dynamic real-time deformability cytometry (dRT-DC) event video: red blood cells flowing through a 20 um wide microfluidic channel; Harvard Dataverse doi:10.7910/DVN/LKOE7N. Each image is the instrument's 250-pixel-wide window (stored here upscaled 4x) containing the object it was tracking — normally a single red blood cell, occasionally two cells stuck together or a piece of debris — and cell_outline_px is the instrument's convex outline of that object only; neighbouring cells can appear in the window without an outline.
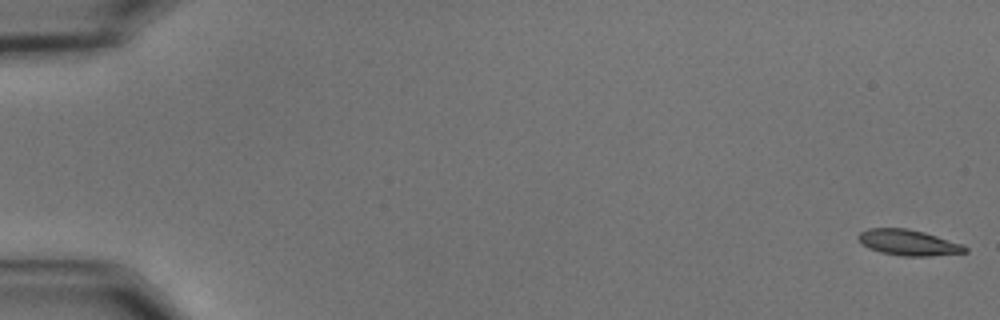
{"species": "common noctule bat (a hibernating species)", "species_latin": "Nyctalus noctula", "temperature_condition": "cold", "stored_images_in_passage": 58, "camera_frame_rate_fps": 3000, "um_per_image_px": 0.085, "animal": {"sex": "male", "body_mass_g": 15.6}, "frame": {"image": 1, "passage_image": 1, "time_ms": 0.0, "image_size_px": [1000, 320], "cell_outline_px": [[968, 252], [928, 256], [900, 256], [880, 252], [868, 248], [856, 236], [860, 232], [868, 228], [908, 228], [924, 232], [964, 244], [968, 248]], "centroid_in_image_um": [77.23, 20.61], "position_along_channel_um": 7.8, "area_um2": 16.13}}
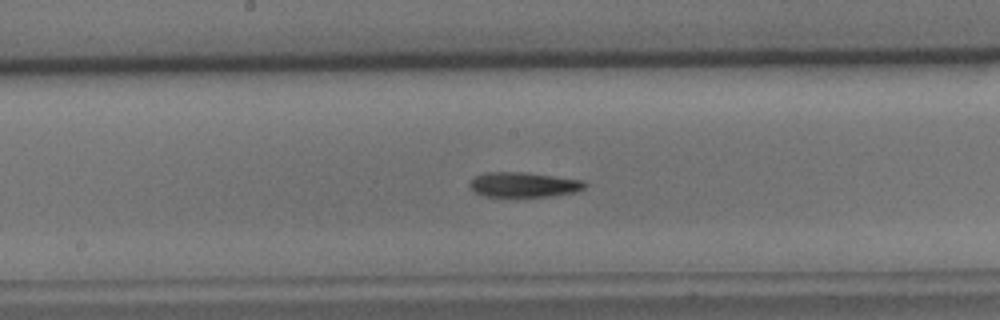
{"frame": {"image": 2, "passage_image": 31, "time_ms": 10.0, "image_size_px": [1000, 320], "cell_outline_px": [[588, 184], [584, 188], [576, 192], [548, 196], [484, 196], [476, 192], [468, 184], [476, 176], [484, 172], [524, 172], [584, 180]], "centroid_in_image_um": [44.54, 15.69], "position_along_channel_um": 203.7, "area_um2": 16.59}}
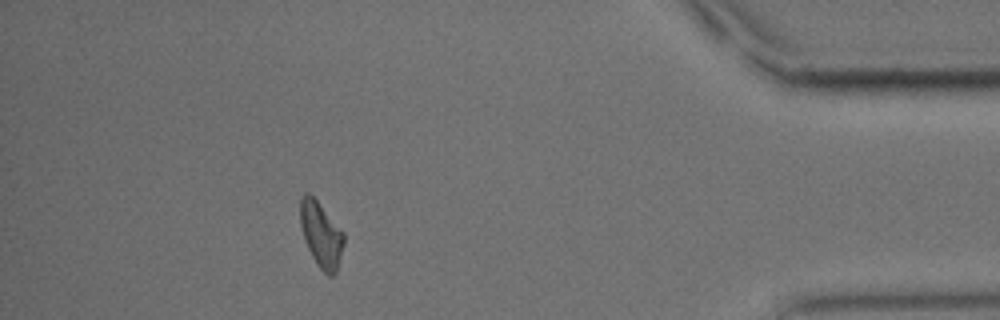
{"frame": {"image": 3, "passage_image": 52, "time_ms": 17.0, "image_size_px": [1000, 320], "cell_outline_px": [[344, 244], [336, 272], [332, 276], [328, 276], [316, 264], [304, 240], [300, 224], [300, 200], [304, 192], [308, 192], [316, 200], [344, 232]], "centroid_in_image_um": [27.29, 19.94], "position_along_channel_um": 407.9, "area_um2": 16.53}, "authors_computed_cell_mechanics": {"area_um2": 16.4441, "velocity_mm_per_s": 3.5469, "shape_relaxation_time_tau1_ms": 5.7803, "shape_relaxation_time_tau2_ms": null, "deformation_change_tau1": 0.1698, "deformation_change_tau2": null}}